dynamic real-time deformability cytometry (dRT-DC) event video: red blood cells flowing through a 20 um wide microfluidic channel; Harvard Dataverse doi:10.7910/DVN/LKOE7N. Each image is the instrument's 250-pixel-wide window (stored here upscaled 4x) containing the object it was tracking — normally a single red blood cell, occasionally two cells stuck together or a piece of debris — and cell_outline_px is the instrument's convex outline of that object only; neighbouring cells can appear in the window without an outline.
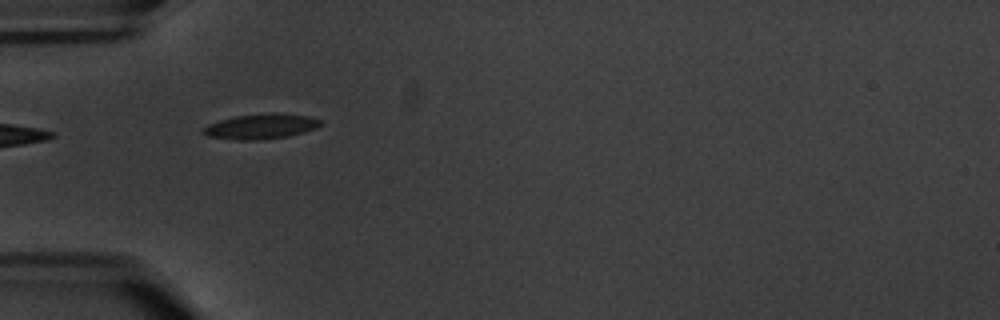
{"species": "common noctule bat (a hibernating species)", "species_latin": "Nyctalus noctula", "temperature_condition": "warm", "stored_images_in_passage": 3, "camera_frame_rate_fps": 3000, "um_per_image_px": 0.085, "animal": {"sex": "male", "body_mass_g": 20.1, "forearm_length_mm": 53.5}, "frame": {"image": 1, "passage_image": 1, "time_ms": 0.0, "image_size_px": [1000, 320], "cell_outline_px": [[324, 124], [316, 128], [304, 132], [288, 136], [260, 140], [236, 140], [208, 136], [200, 132], [208, 124], [220, 120], [236, 116], [308, 116], [320, 120]], "centroid_in_image_um": [22.13, 10.81], "position_along_channel_um": 62.9, "area_um2": 16.18}}